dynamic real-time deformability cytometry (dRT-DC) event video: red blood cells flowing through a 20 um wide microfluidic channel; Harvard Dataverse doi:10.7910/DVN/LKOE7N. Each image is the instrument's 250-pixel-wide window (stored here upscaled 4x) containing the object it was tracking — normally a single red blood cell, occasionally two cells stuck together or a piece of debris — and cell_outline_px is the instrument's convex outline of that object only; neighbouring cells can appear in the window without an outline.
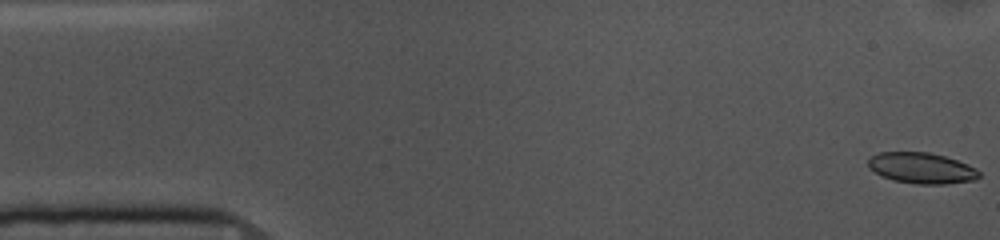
{"species": "common noctule bat (a hibernating species)", "species_latin": "Nyctalus noctula", "temperature_condition": "cold", "stored_images_in_passage": 53, "camera_frame_rate_fps": 3000, "um_per_image_px": 0.085, "animal": {"sex": "female", "body_mass_g": 10.0, "forearm_length_mm": 53.1}, "frame": {"image": 1, "passage_image": 1, "time_ms": 0.0, "image_size_px": [1000, 240], "cell_outline_px": [[980, 176], [976, 180], [944, 184], [916, 184], [892, 180], [880, 176], [868, 168], [868, 160], [872, 156], [880, 152], [928, 152], [944, 156], [968, 164], [976, 168], [980, 172]], "centroid_in_image_um": [78.33, 14.29], "position_along_channel_um": 6.7, "area_um2": 20.11}}
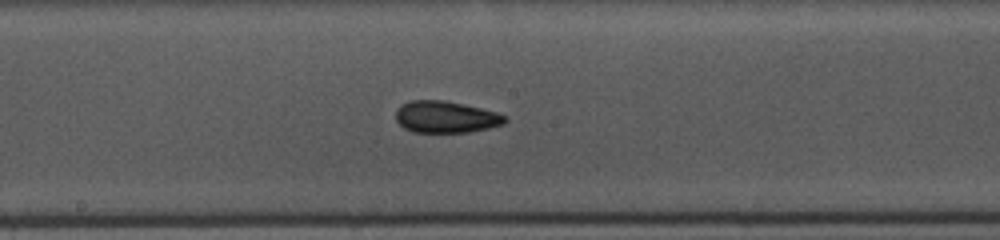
{"frame": {"image": 2, "passage_image": 27, "time_ms": 8.667, "image_size_px": [1000, 240], "cell_outline_px": [[508, 120], [504, 124], [488, 128], [468, 132], [412, 132], [404, 128], [396, 120], [396, 108], [400, 104], [412, 100], [444, 100], [464, 104], [496, 112], [508, 116]], "centroid_in_image_um": [37.89, 9.94], "position_along_channel_um": 210.3, "area_um2": 20.35}}
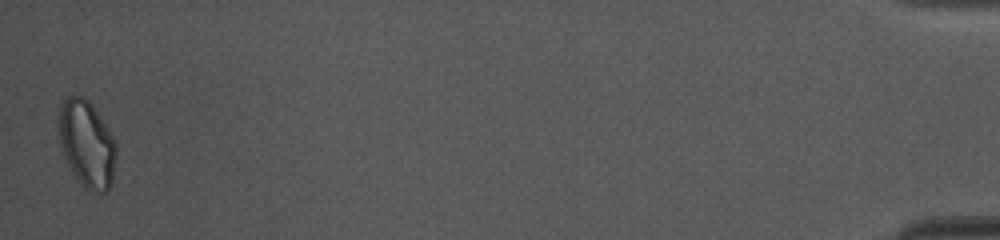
{"frame": {"image": 3, "passage_image": 53, "time_ms": 17.333, "image_size_px": [1000, 240], "cell_outline_px": [[116, 156], [112, 184], [104, 192], [88, 192], [80, 184], [72, 172], [68, 164], [60, 144], [60, 104], [64, 96], [84, 96], [92, 104], [112, 136], [116, 144]], "centroid_in_image_um": [7.39, 12.25], "position_along_channel_um": 427.8, "area_um2": 28.96}, "authors_computed_cell_mechanics": {"area_um2": 20.4612, "velocity_mm_per_s": 3.663, "shape_relaxation_time_tau1_ms": 5.752, "shape_relaxation_time_tau2_ms": 2.3135, "deformation_change_tau1": 0.1111, "deformation_change_tau2": 0.0693}}